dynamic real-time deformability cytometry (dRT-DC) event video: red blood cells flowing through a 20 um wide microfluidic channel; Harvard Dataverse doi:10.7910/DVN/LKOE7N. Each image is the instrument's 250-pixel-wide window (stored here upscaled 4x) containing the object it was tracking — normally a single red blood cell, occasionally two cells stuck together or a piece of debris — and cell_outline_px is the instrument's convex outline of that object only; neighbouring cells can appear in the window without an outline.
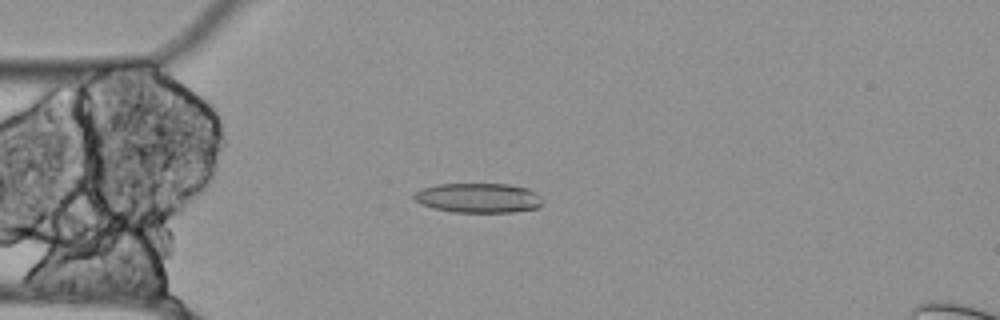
{"species": "Egyptian fruit bat (a non-hibernating species)", "species_latin": "Rousettus aegyptiacus", "temperature_condition": "cold", "stored_images_in_passage": 36, "segment_of_instrument_passage": [1, 2], "camera_frame_rate_fps": 3000, "um_per_image_px": 0.085, "animal": {"sex": "female"}, "frame": {"image": 1, "passage_image": 4, "time_ms": 1.0, "image_size_px": [1000, 320], "cell_outline_px": [[544, 200], [536, 208], [512, 212], [452, 212], [432, 208], [420, 204], [412, 196], [420, 188], [436, 184], [508, 184], [528, 188], [536, 192]], "centroid_in_image_um": [40.64, 16.82], "position_along_channel_um": 44.4, "area_um2": 22.37}}
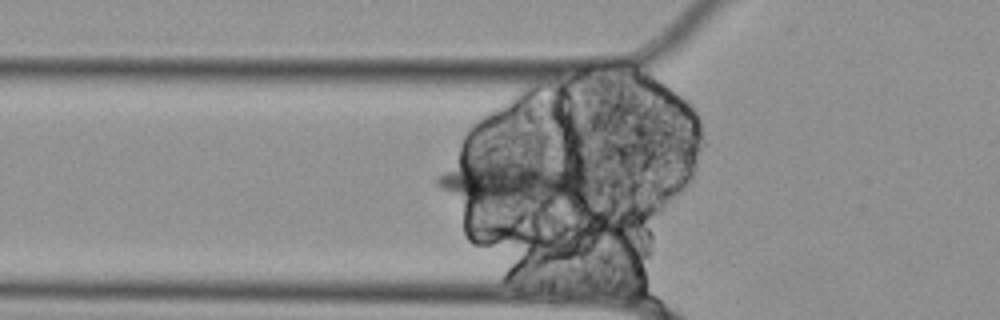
{"frame": {"image": 2, "passage_image": 8, "time_ms": 2.333, "image_size_px": [1000, 320], "cell_outline_px": [[592, 184], [588, 188], [572, 196], [552, 204], [472, 204], [440, 188], [436, 184], [436, 176], [468, 156], [480, 156], [568, 168], [584, 176]], "centroid_in_image_um": [43.34, 15.46], "position_along_channel_um": 82.5, "area_um2": 39.88}}